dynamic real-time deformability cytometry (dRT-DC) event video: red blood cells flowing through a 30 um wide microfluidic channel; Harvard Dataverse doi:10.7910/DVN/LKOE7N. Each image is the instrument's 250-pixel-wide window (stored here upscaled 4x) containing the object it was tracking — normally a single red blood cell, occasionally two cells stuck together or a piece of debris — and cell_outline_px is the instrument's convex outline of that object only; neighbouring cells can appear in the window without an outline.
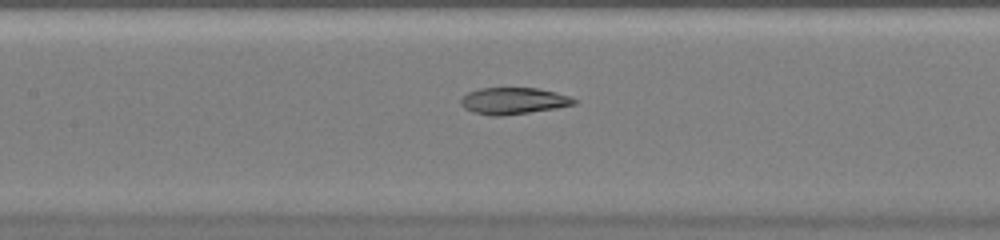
{"species": "common noctule bat (a hibernating species)", "species_latin": "Nyctalus noctula", "temperature_condition": "warm", "stored_images_in_passage": 46, "camera_frame_rate_fps": 3000, "um_per_image_px": 0.085, "animal": {"sex": "female", "body_mass_g": 20.0, "forearm_length_mm": 54.0}, "frame": {"image": 1, "passage_image": 22, "time_ms": 7.0, "image_size_px": [1000, 240], "cell_outline_px": [[576, 104], [556, 108], [504, 116], [492, 116], [472, 112], [464, 108], [460, 104], [460, 100], [468, 92], [480, 88], [536, 88], [556, 92], [568, 96], [576, 100]], "centroid_in_image_um": [43.61, 8.58], "position_along_channel_um": 163.8, "area_um2": 17.57}}
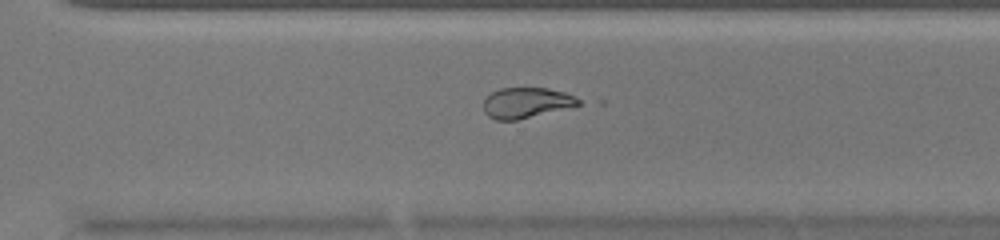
{"frame": {"image": 2, "passage_image": 33, "time_ms": 10.667, "image_size_px": [1000, 240], "cell_outline_px": [[580, 104], [516, 120], [496, 120], [488, 116], [484, 112], [484, 100], [492, 92], [500, 88], [548, 88], [564, 92], [580, 100]], "centroid_in_image_um": [44.68, 8.73], "position_along_channel_um": 325.9, "area_um2": 16.47}}
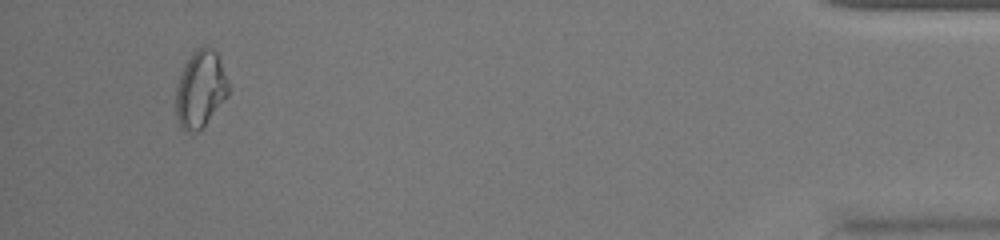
{"frame": {"image": 3, "passage_image": 44, "time_ms": 14.333, "image_size_px": [1000, 240], "cell_outline_px": [[228, 96], [204, 124], [196, 132], [184, 132], [176, 116], [176, 84], [184, 64], [192, 52], [196, 48], [204, 44], [212, 48], [216, 52], [220, 60], [228, 80]], "centroid_in_image_um": [17.02, 7.53], "position_along_channel_um": 418.2, "area_um2": 23.58}}